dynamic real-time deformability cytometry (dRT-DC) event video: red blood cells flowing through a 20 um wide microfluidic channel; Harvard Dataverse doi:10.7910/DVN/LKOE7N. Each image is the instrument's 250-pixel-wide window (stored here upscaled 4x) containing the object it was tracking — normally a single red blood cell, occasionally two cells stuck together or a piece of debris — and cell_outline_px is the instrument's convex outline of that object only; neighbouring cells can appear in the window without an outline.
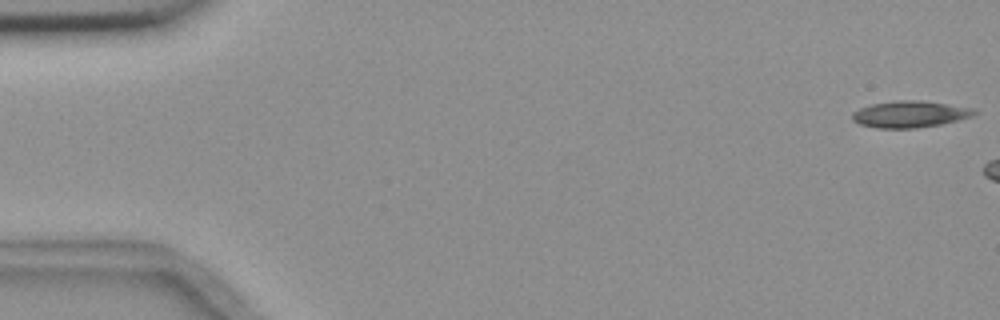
{"species": "common noctule bat (a hibernating species)", "species_latin": "Nyctalus noctula", "temperature_condition": "room temperature", "stored_images_in_passage": 4, "camera_frame_rate_fps": 3000, "um_per_image_px": 0.085, "animal": {"sex": "female", "body_mass_g": 18.4}, "frame": {"image": 1, "passage_image": 1, "time_ms": 0.0, "image_size_px": [1000, 320], "cell_outline_px": [[976, 112], [972, 116], [940, 124], [916, 128], [876, 128], [860, 124], [852, 120], [852, 112], [860, 108], [872, 104], [896, 100], [920, 100], [948, 104], [972, 108]], "centroid_in_image_um": [77.29, 9.7], "position_along_channel_um": 7.7, "area_um2": 18.73}}